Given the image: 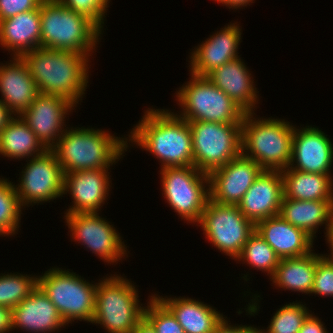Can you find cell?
Listing matches in <instances>:
<instances>
[{
	"label": "cell",
	"instance_id": "obj_1",
	"mask_svg": "<svg viewBox=\"0 0 333 333\" xmlns=\"http://www.w3.org/2000/svg\"><path fill=\"white\" fill-rule=\"evenodd\" d=\"M127 142H135L165 167L193 166L192 134L187 120L164 109L145 111Z\"/></svg>",
	"mask_w": 333,
	"mask_h": 333
},
{
	"label": "cell",
	"instance_id": "obj_2",
	"mask_svg": "<svg viewBox=\"0 0 333 333\" xmlns=\"http://www.w3.org/2000/svg\"><path fill=\"white\" fill-rule=\"evenodd\" d=\"M90 56L40 47L23 54L21 58L40 94L62 96L76 106L88 84Z\"/></svg>",
	"mask_w": 333,
	"mask_h": 333
},
{
	"label": "cell",
	"instance_id": "obj_3",
	"mask_svg": "<svg viewBox=\"0 0 333 333\" xmlns=\"http://www.w3.org/2000/svg\"><path fill=\"white\" fill-rule=\"evenodd\" d=\"M78 128L66 129L51 149L64 174L79 170L109 169L129 147L125 137H115L107 131L89 127Z\"/></svg>",
	"mask_w": 333,
	"mask_h": 333
},
{
	"label": "cell",
	"instance_id": "obj_4",
	"mask_svg": "<svg viewBox=\"0 0 333 333\" xmlns=\"http://www.w3.org/2000/svg\"><path fill=\"white\" fill-rule=\"evenodd\" d=\"M41 48L92 54L102 29L89 17L65 7L59 0L40 5Z\"/></svg>",
	"mask_w": 333,
	"mask_h": 333
},
{
	"label": "cell",
	"instance_id": "obj_5",
	"mask_svg": "<svg viewBox=\"0 0 333 333\" xmlns=\"http://www.w3.org/2000/svg\"><path fill=\"white\" fill-rule=\"evenodd\" d=\"M246 113L242 122V154L264 170L288 168L292 155L294 126L284 119H255ZM253 118V119H252Z\"/></svg>",
	"mask_w": 333,
	"mask_h": 333
},
{
	"label": "cell",
	"instance_id": "obj_6",
	"mask_svg": "<svg viewBox=\"0 0 333 333\" xmlns=\"http://www.w3.org/2000/svg\"><path fill=\"white\" fill-rule=\"evenodd\" d=\"M130 280L114 275L97 283L92 324L102 325L108 333H131L144 317L138 291ZM142 306V307H141Z\"/></svg>",
	"mask_w": 333,
	"mask_h": 333
},
{
	"label": "cell",
	"instance_id": "obj_7",
	"mask_svg": "<svg viewBox=\"0 0 333 333\" xmlns=\"http://www.w3.org/2000/svg\"><path fill=\"white\" fill-rule=\"evenodd\" d=\"M191 80L176 93L182 112L176 114L188 122L242 124L246 112L207 77L191 74Z\"/></svg>",
	"mask_w": 333,
	"mask_h": 333
},
{
	"label": "cell",
	"instance_id": "obj_8",
	"mask_svg": "<svg viewBox=\"0 0 333 333\" xmlns=\"http://www.w3.org/2000/svg\"><path fill=\"white\" fill-rule=\"evenodd\" d=\"M37 286L55 305L66 325L74 320L92 322L97 283H89L74 272L53 267L37 278Z\"/></svg>",
	"mask_w": 333,
	"mask_h": 333
},
{
	"label": "cell",
	"instance_id": "obj_9",
	"mask_svg": "<svg viewBox=\"0 0 333 333\" xmlns=\"http://www.w3.org/2000/svg\"><path fill=\"white\" fill-rule=\"evenodd\" d=\"M192 134L193 166L209 174L242 153V124L188 122Z\"/></svg>",
	"mask_w": 333,
	"mask_h": 333
},
{
	"label": "cell",
	"instance_id": "obj_10",
	"mask_svg": "<svg viewBox=\"0 0 333 333\" xmlns=\"http://www.w3.org/2000/svg\"><path fill=\"white\" fill-rule=\"evenodd\" d=\"M160 174L162 194L169 205L181 219L198 223L210 199L208 174L194 166L165 167Z\"/></svg>",
	"mask_w": 333,
	"mask_h": 333
},
{
	"label": "cell",
	"instance_id": "obj_11",
	"mask_svg": "<svg viewBox=\"0 0 333 333\" xmlns=\"http://www.w3.org/2000/svg\"><path fill=\"white\" fill-rule=\"evenodd\" d=\"M206 238L227 256L236 259L256 225L248 220L238 205H223L208 200L198 222Z\"/></svg>",
	"mask_w": 333,
	"mask_h": 333
},
{
	"label": "cell",
	"instance_id": "obj_12",
	"mask_svg": "<svg viewBox=\"0 0 333 333\" xmlns=\"http://www.w3.org/2000/svg\"><path fill=\"white\" fill-rule=\"evenodd\" d=\"M24 167L20 184L15 185L22 207L64 195V172L52 150L30 158Z\"/></svg>",
	"mask_w": 333,
	"mask_h": 333
},
{
	"label": "cell",
	"instance_id": "obj_13",
	"mask_svg": "<svg viewBox=\"0 0 333 333\" xmlns=\"http://www.w3.org/2000/svg\"><path fill=\"white\" fill-rule=\"evenodd\" d=\"M65 219L72 239L82 242L103 261L116 263L127 254L120 234L99 213H65Z\"/></svg>",
	"mask_w": 333,
	"mask_h": 333
},
{
	"label": "cell",
	"instance_id": "obj_14",
	"mask_svg": "<svg viewBox=\"0 0 333 333\" xmlns=\"http://www.w3.org/2000/svg\"><path fill=\"white\" fill-rule=\"evenodd\" d=\"M263 170L255 161L241 153L208 174L210 200L223 205H238Z\"/></svg>",
	"mask_w": 333,
	"mask_h": 333
},
{
	"label": "cell",
	"instance_id": "obj_15",
	"mask_svg": "<svg viewBox=\"0 0 333 333\" xmlns=\"http://www.w3.org/2000/svg\"><path fill=\"white\" fill-rule=\"evenodd\" d=\"M74 107L77 106L62 96L39 93L20 117L42 145L51 150L66 130L64 129L66 115Z\"/></svg>",
	"mask_w": 333,
	"mask_h": 333
},
{
	"label": "cell",
	"instance_id": "obj_16",
	"mask_svg": "<svg viewBox=\"0 0 333 333\" xmlns=\"http://www.w3.org/2000/svg\"><path fill=\"white\" fill-rule=\"evenodd\" d=\"M327 136L319 128L312 126L294 128L292 155L288 168L331 175L329 173L333 162V144Z\"/></svg>",
	"mask_w": 333,
	"mask_h": 333
},
{
	"label": "cell",
	"instance_id": "obj_17",
	"mask_svg": "<svg viewBox=\"0 0 333 333\" xmlns=\"http://www.w3.org/2000/svg\"><path fill=\"white\" fill-rule=\"evenodd\" d=\"M108 169L79 170L64 174V192L71 195L72 206L66 213H97L108 199Z\"/></svg>",
	"mask_w": 333,
	"mask_h": 333
},
{
	"label": "cell",
	"instance_id": "obj_18",
	"mask_svg": "<svg viewBox=\"0 0 333 333\" xmlns=\"http://www.w3.org/2000/svg\"><path fill=\"white\" fill-rule=\"evenodd\" d=\"M214 34L191 52L190 74L206 77L221 65L239 57L237 49L242 32L237 23H230Z\"/></svg>",
	"mask_w": 333,
	"mask_h": 333
},
{
	"label": "cell",
	"instance_id": "obj_19",
	"mask_svg": "<svg viewBox=\"0 0 333 333\" xmlns=\"http://www.w3.org/2000/svg\"><path fill=\"white\" fill-rule=\"evenodd\" d=\"M283 197L281 171L263 170L246 191L238 207L256 225L261 220L278 216Z\"/></svg>",
	"mask_w": 333,
	"mask_h": 333
},
{
	"label": "cell",
	"instance_id": "obj_20",
	"mask_svg": "<svg viewBox=\"0 0 333 333\" xmlns=\"http://www.w3.org/2000/svg\"><path fill=\"white\" fill-rule=\"evenodd\" d=\"M64 325L57 308L38 286L12 309L11 330L21 328L30 333H49Z\"/></svg>",
	"mask_w": 333,
	"mask_h": 333
},
{
	"label": "cell",
	"instance_id": "obj_21",
	"mask_svg": "<svg viewBox=\"0 0 333 333\" xmlns=\"http://www.w3.org/2000/svg\"><path fill=\"white\" fill-rule=\"evenodd\" d=\"M6 65L0 64V101L14 116L28 109L39 94L26 63L21 57H12Z\"/></svg>",
	"mask_w": 333,
	"mask_h": 333
},
{
	"label": "cell",
	"instance_id": "obj_22",
	"mask_svg": "<svg viewBox=\"0 0 333 333\" xmlns=\"http://www.w3.org/2000/svg\"><path fill=\"white\" fill-rule=\"evenodd\" d=\"M256 232L272 247L279 258L300 257L311 253L314 239L304 230L279 215L261 220Z\"/></svg>",
	"mask_w": 333,
	"mask_h": 333
},
{
	"label": "cell",
	"instance_id": "obj_23",
	"mask_svg": "<svg viewBox=\"0 0 333 333\" xmlns=\"http://www.w3.org/2000/svg\"><path fill=\"white\" fill-rule=\"evenodd\" d=\"M206 77L246 113L254 112L258 92L251 73L240 57L221 65Z\"/></svg>",
	"mask_w": 333,
	"mask_h": 333
},
{
	"label": "cell",
	"instance_id": "obj_24",
	"mask_svg": "<svg viewBox=\"0 0 333 333\" xmlns=\"http://www.w3.org/2000/svg\"><path fill=\"white\" fill-rule=\"evenodd\" d=\"M0 45L13 57L41 47L40 7L0 21Z\"/></svg>",
	"mask_w": 333,
	"mask_h": 333
},
{
	"label": "cell",
	"instance_id": "obj_25",
	"mask_svg": "<svg viewBox=\"0 0 333 333\" xmlns=\"http://www.w3.org/2000/svg\"><path fill=\"white\" fill-rule=\"evenodd\" d=\"M156 297L173 313L185 333H213L227 318L212 306L189 297Z\"/></svg>",
	"mask_w": 333,
	"mask_h": 333
},
{
	"label": "cell",
	"instance_id": "obj_26",
	"mask_svg": "<svg viewBox=\"0 0 333 333\" xmlns=\"http://www.w3.org/2000/svg\"><path fill=\"white\" fill-rule=\"evenodd\" d=\"M333 201L294 200L283 197L279 216L293 226L304 230L313 239L319 226L328 228Z\"/></svg>",
	"mask_w": 333,
	"mask_h": 333
},
{
	"label": "cell",
	"instance_id": "obj_27",
	"mask_svg": "<svg viewBox=\"0 0 333 333\" xmlns=\"http://www.w3.org/2000/svg\"><path fill=\"white\" fill-rule=\"evenodd\" d=\"M284 197L294 200L333 201L331 175L307 173L286 168L281 170Z\"/></svg>",
	"mask_w": 333,
	"mask_h": 333
},
{
	"label": "cell",
	"instance_id": "obj_28",
	"mask_svg": "<svg viewBox=\"0 0 333 333\" xmlns=\"http://www.w3.org/2000/svg\"><path fill=\"white\" fill-rule=\"evenodd\" d=\"M316 269V253L281 258L271 281L284 290L311 294Z\"/></svg>",
	"mask_w": 333,
	"mask_h": 333
},
{
	"label": "cell",
	"instance_id": "obj_29",
	"mask_svg": "<svg viewBox=\"0 0 333 333\" xmlns=\"http://www.w3.org/2000/svg\"><path fill=\"white\" fill-rule=\"evenodd\" d=\"M46 150L20 116L13 117L0 131V155L8 159L33 158Z\"/></svg>",
	"mask_w": 333,
	"mask_h": 333
},
{
	"label": "cell",
	"instance_id": "obj_30",
	"mask_svg": "<svg viewBox=\"0 0 333 333\" xmlns=\"http://www.w3.org/2000/svg\"><path fill=\"white\" fill-rule=\"evenodd\" d=\"M245 261L253 268L267 272L271 278L280 262L279 256L272 247L256 232L248 238L241 254L235 259Z\"/></svg>",
	"mask_w": 333,
	"mask_h": 333
},
{
	"label": "cell",
	"instance_id": "obj_31",
	"mask_svg": "<svg viewBox=\"0 0 333 333\" xmlns=\"http://www.w3.org/2000/svg\"><path fill=\"white\" fill-rule=\"evenodd\" d=\"M21 203L15 184L0 178V235H15L21 220Z\"/></svg>",
	"mask_w": 333,
	"mask_h": 333
},
{
	"label": "cell",
	"instance_id": "obj_32",
	"mask_svg": "<svg viewBox=\"0 0 333 333\" xmlns=\"http://www.w3.org/2000/svg\"><path fill=\"white\" fill-rule=\"evenodd\" d=\"M38 276L23 274L0 275V306L13 309L37 287Z\"/></svg>",
	"mask_w": 333,
	"mask_h": 333
},
{
	"label": "cell",
	"instance_id": "obj_33",
	"mask_svg": "<svg viewBox=\"0 0 333 333\" xmlns=\"http://www.w3.org/2000/svg\"><path fill=\"white\" fill-rule=\"evenodd\" d=\"M296 302V303H295ZM280 307L274 313L267 330L258 328V333H298L310 312L300 301Z\"/></svg>",
	"mask_w": 333,
	"mask_h": 333
},
{
	"label": "cell",
	"instance_id": "obj_34",
	"mask_svg": "<svg viewBox=\"0 0 333 333\" xmlns=\"http://www.w3.org/2000/svg\"><path fill=\"white\" fill-rule=\"evenodd\" d=\"M152 295L144 310V317L153 325L156 333H185L173 313Z\"/></svg>",
	"mask_w": 333,
	"mask_h": 333
},
{
	"label": "cell",
	"instance_id": "obj_35",
	"mask_svg": "<svg viewBox=\"0 0 333 333\" xmlns=\"http://www.w3.org/2000/svg\"><path fill=\"white\" fill-rule=\"evenodd\" d=\"M311 294L333 297V259L316 253V269Z\"/></svg>",
	"mask_w": 333,
	"mask_h": 333
},
{
	"label": "cell",
	"instance_id": "obj_36",
	"mask_svg": "<svg viewBox=\"0 0 333 333\" xmlns=\"http://www.w3.org/2000/svg\"><path fill=\"white\" fill-rule=\"evenodd\" d=\"M65 7L89 17L102 30L110 0H59Z\"/></svg>",
	"mask_w": 333,
	"mask_h": 333
},
{
	"label": "cell",
	"instance_id": "obj_37",
	"mask_svg": "<svg viewBox=\"0 0 333 333\" xmlns=\"http://www.w3.org/2000/svg\"><path fill=\"white\" fill-rule=\"evenodd\" d=\"M43 0H0V21L19 13L38 9Z\"/></svg>",
	"mask_w": 333,
	"mask_h": 333
},
{
	"label": "cell",
	"instance_id": "obj_38",
	"mask_svg": "<svg viewBox=\"0 0 333 333\" xmlns=\"http://www.w3.org/2000/svg\"><path fill=\"white\" fill-rule=\"evenodd\" d=\"M298 333H328L324 324L321 320L314 316L313 314H309L308 317L303 322Z\"/></svg>",
	"mask_w": 333,
	"mask_h": 333
},
{
	"label": "cell",
	"instance_id": "obj_39",
	"mask_svg": "<svg viewBox=\"0 0 333 333\" xmlns=\"http://www.w3.org/2000/svg\"><path fill=\"white\" fill-rule=\"evenodd\" d=\"M223 319V321L216 327L213 333H258V328L254 326H246V325H230L228 324L227 319Z\"/></svg>",
	"mask_w": 333,
	"mask_h": 333
},
{
	"label": "cell",
	"instance_id": "obj_40",
	"mask_svg": "<svg viewBox=\"0 0 333 333\" xmlns=\"http://www.w3.org/2000/svg\"><path fill=\"white\" fill-rule=\"evenodd\" d=\"M12 309L0 306V333H10Z\"/></svg>",
	"mask_w": 333,
	"mask_h": 333
},
{
	"label": "cell",
	"instance_id": "obj_41",
	"mask_svg": "<svg viewBox=\"0 0 333 333\" xmlns=\"http://www.w3.org/2000/svg\"><path fill=\"white\" fill-rule=\"evenodd\" d=\"M131 333H156V331L153 325L145 317H143Z\"/></svg>",
	"mask_w": 333,
	"mask_h": 333
},
{
	"label": "cell",
	"instance_id": "obj_42",
	"mask_svg": "<svg viewBox=\"0 0 333 333\" xmlns=\"http://www.w3.org/2000/svg\"><path fill=\"white\" fill-rule=\"evenodd\" d=\"M13 117L10 110L0 101V131Z\"/></svg>",
	"mask_w": 333,
	"mask_h": 333
},
{
	"label": "cell",
	"instance_id": "obj_43",
	"mask_svg": "<svg viewBox=\"0 0 333 333\" xmlns=\"http://www.w3.org/2000/svg\"><path fill=\"white\" fill-rule=\"evenodd\" d=\"M326 238H327V242L328 244L330 245V251H331V254L330 255H325V257L329 258V259H333V210H332V213H331V217H330V222H329V225H328V228L326 229Z\"/></svg>",
	"mask_w": 333,
	"mask_h": 333
},
{
	"label": "cell",
	"instance_id": "obj_44",
	"mask_svg": "<svg viewBox=\"0 0 333 333\" xmlns=\"http://www.w3.org/2000/svg\"><path fill=\"white\" fill-rule=\"evenodd\" d=\"M254 0H225L222 4L230 8L239 9L241 6H247L254 3Z\"/></svg>",
	"mask_w": 333,
	"mask_h": 333
},
{
	"label": "cell",
	"instance_id": "obj_45",
	"mask_svg": "<svg viewBox=\"0 0 333 333\" xmlns=\"http://www.w3.org/2000/svg\"><path fill=\"white\" fill-rule=\"evenodd\" d=\"M215 1L222 4L225 0H215Z\"/></svg>",
	"mask_w": 333,
	"mask_h": 333
}]
</instances>
